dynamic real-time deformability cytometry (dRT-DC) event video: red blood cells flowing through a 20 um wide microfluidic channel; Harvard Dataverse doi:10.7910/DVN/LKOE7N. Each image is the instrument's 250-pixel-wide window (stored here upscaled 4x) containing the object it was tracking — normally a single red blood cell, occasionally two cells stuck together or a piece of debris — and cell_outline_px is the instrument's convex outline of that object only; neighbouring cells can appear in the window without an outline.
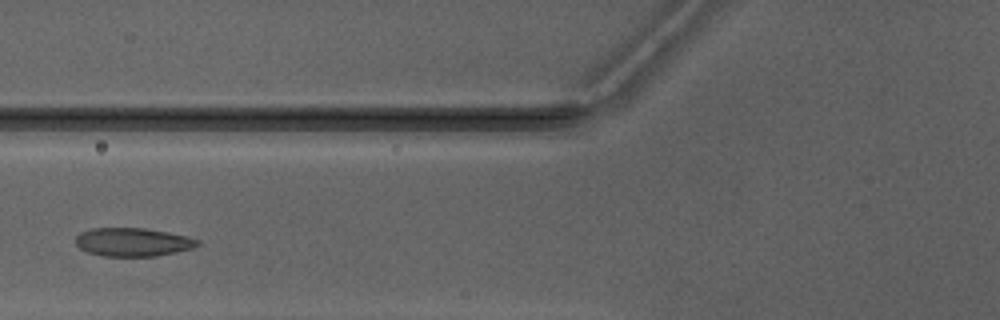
{"species": "Egyptian fruit bat (a non-hibernating species)", "species_latin": "Rousettus aegyptiacus", "temperature_condition": "warm", "stored_images_in_passage": 3, "camera_frame_rate_fps": 3000, "um_per_image_px": 0.085, "animal": {"sex": "male"}, "frame": {"image": 1, "passage_image": 3, "time_ms": 2.333, "image_size_px": [1000, 320], "cell_outline_px": [[200, 244], [192, 248], [176, 252], [156, 256], [104, 256], [88, 252], [80, 248], [76, 244], [76, 236], [80, 232], [92, 228], [144, 228], [168, 232], [188, 236], [200, 240]], "centroid_in_image_um": [11.31, 20.57], "position_along_channel_um": 114.5, "area_um2": 20.23}}